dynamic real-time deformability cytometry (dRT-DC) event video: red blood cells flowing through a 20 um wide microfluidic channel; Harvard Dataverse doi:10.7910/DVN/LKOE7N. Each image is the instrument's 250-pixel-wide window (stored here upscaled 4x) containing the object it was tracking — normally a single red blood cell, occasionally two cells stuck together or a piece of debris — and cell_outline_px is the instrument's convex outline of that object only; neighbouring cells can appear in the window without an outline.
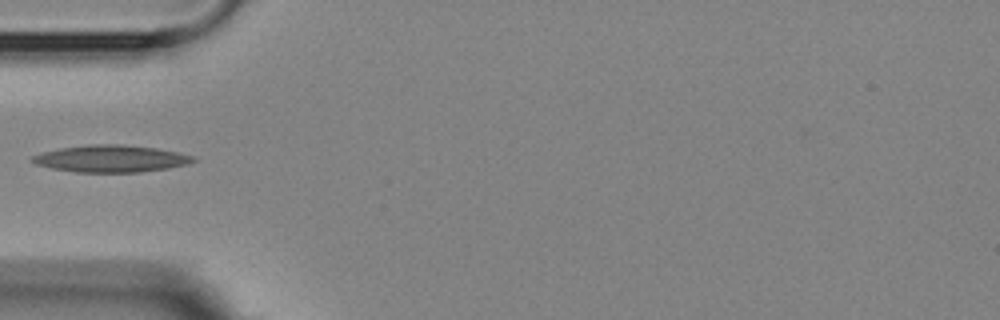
{"species": "Egyptian fruit bat (a non-hibernating species)", "species_latin": "Rousettus aegyptiacus", "temperature_condition": "room temperature", "stored_images_in_passage": 5, "camera_frame_rate_fps": 3000, "um_per_image_px": 0.085, "animal": {"sex": "female"}, "frame": {"image": 1, "passage_image": 5, "time_ms": 4.667, "image_size_px": [1000, 320], "cell_outline_px": [[196, 160], [188, 164], [168, 168], [140, 172], [76, 172], [52, 168], [36, 164], [28, 160], [32, 156], [44, 152], [60, 148], [88, 144], [120, 144], [156, 148], [176, 152], [192, 156]], "centroid_in_image_um": [9.4, 13.48], "position_along_channel_um": 75.6, "area_um2": 25.2}}